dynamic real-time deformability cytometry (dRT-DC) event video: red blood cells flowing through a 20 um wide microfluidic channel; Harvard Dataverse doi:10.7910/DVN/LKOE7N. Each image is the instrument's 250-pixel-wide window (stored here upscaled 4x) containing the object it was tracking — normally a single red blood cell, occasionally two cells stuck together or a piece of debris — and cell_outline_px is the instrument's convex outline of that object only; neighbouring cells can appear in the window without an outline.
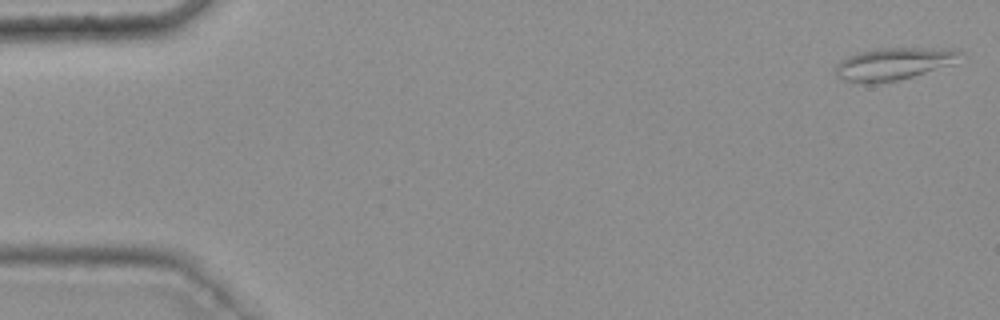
{"species": "common noctule bat (a hibernating species)", "species_latin": "Nyctalus noctula", "temperature_condition": "warm", "stored_images_in_passage": 49, "camera_frame_rate_fps": 3000, "um_per_image_px": 0.085, "animal": {"sex": "female", "body_mass_g": 25.1}, "frame": {"image": 1, "passage_image": 1, "time_ms": 0.0, "image_size_px": [1000, 320], "cell_outline_px": [[964, 52], [952, 64], [912, 76], [896, 80], [872, 84], [844, 80], [836, 76], [836, 64], [840, 60], [856, 52], [876, 48], [952, 48]], "centroid_in_image_um": [75.93, 5.4], "position_along_channel_um": 9.1, "area_um2": 23.41}}
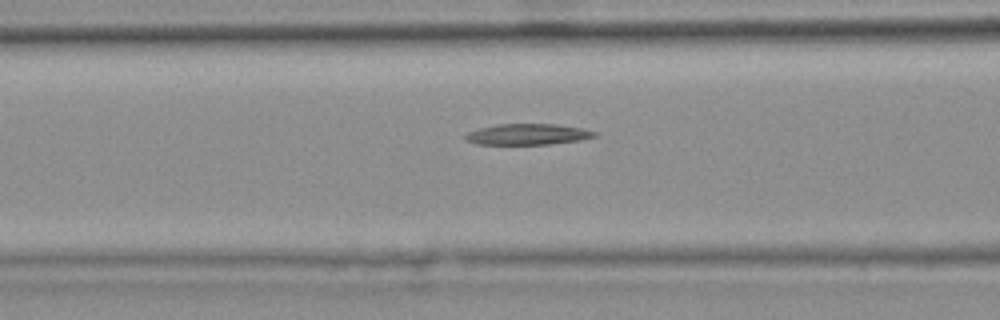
{"frame": {"image": 2, "passage_image": 21, "time_ms": 6.667, "image_size_px": [1000, 320], "cell_outline_px": [[596, 136], [580, 140], [548, 144], [476, 144], [464, 140], [464, 136], [468, 132], [480, 128], [496, 124], [556, 124], [584, 128], [596, 132]], "centroid_in_image_um": [44.84, 11.41], "position_along_channel_um": 121.8, "area_um2": 15.78}}
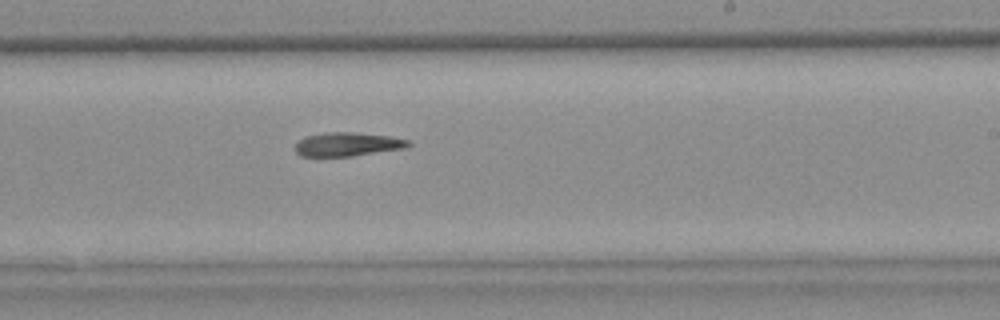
{"frame": {"image": 3, "passage_image": 32, "time_ms": 10.333, "image_size_px": [1000, 320], "cell_outline_px": [[412, 144], [408, 148], [352, 156], [300, 156], [296, 152], [296, 144], [304, 136], [328, 132], [352, 132], [388, 136], [408, 140]], "centroid_in_image_um": [29.56, 12.27], "position_along_channel_um": 259.4, "area_um2": 15.66}}